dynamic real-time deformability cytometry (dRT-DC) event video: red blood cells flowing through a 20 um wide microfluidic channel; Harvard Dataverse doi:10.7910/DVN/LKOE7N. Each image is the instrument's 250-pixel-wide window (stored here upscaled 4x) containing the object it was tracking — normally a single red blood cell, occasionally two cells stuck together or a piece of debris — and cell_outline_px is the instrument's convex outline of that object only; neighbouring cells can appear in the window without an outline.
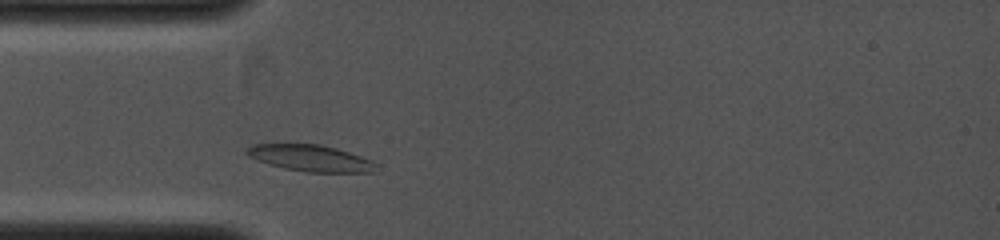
{"species": "common noctule bat (a hibernating species)", "species_latin": "Nyctalus noctula", "temperature_condition": "cold", "stored_images_in_passage": 30, "camera_frame_rate_fps": 4000, "um_per_image_px": 0.085, "animal": {"sex": "female", "body_mass_g": 19.0, "forearm_length_mm": 53.3}, "frame": {"image": 1, "passage_image": 4, "time_ms": 0.75, "image_size_px": [1000, 240], "cell_outline_px": [[376, 172], [308, 172], [284, 168], [268, 164], [256, 160], [248, 156], [244, 152], [252, 144], [320, 144], [336, 148], [372, 160], [376, 164]], "centroid_in_image_um": [26.37, 13.44], "position_along_channel_um": 58.6, "area_um2": 19.88}}
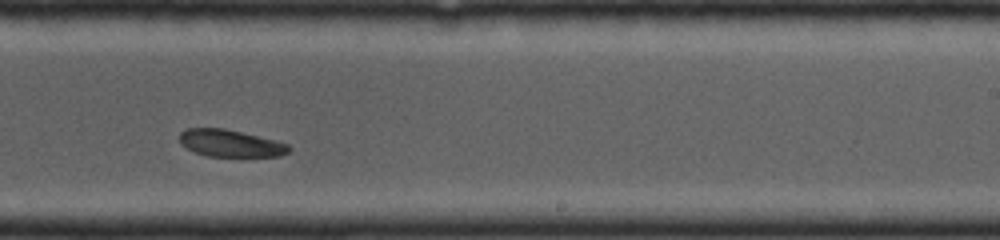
{"frame": {"image": 2, "passage_image": 19, "time_ms": 4.5, "image_size_px": [1000, 240], "cell_outline_px": [[292, 148], [288, 152], [280, 156], [208, 156], [196, 152], [180, 144], [180, 132], [188, 128], [224, 128], [288, 144]], "centroid_in_image_um": [19.56, 12.18], "position_along_channel_um": 269.4, "area_um2": 16.94}}
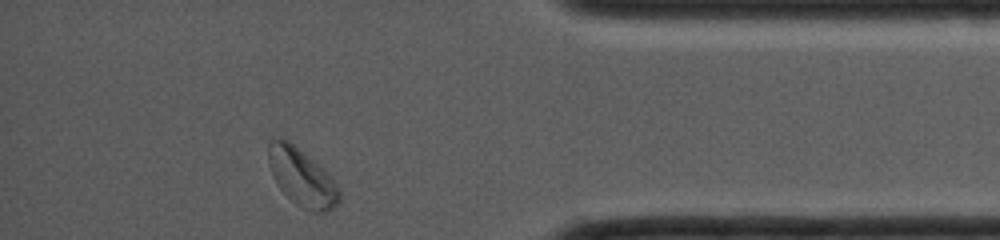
{"frame": {"image": 3, "passage_image": 30, "time_ms": 7.25, "image_size_px": [1000, 240], "cell_outline_px": [[340, 200], [332, 208], [324, 212], [312, 212], [300, 208], [280, 188], [272, 172], [268, 160], [268, 144], [276, 136], [280, 136], [288, 140], [328, 172], [332, 176], [340, 192]], "centroid_in_image_um": [25.66, 15.06], "position_along_channel_um": 409.5, "area_um2": 23.58}}